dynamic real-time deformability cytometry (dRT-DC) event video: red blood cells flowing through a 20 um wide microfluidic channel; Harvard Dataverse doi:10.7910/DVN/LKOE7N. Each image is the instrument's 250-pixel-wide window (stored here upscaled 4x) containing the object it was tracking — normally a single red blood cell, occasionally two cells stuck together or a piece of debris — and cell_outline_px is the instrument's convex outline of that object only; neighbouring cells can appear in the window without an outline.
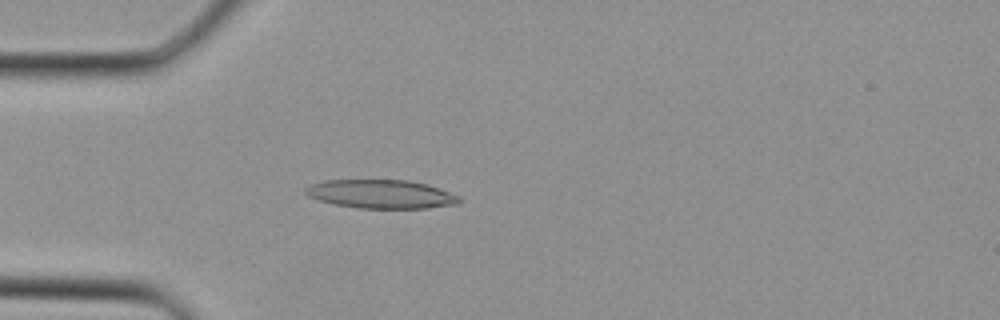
{"species": "Egyptian fruit bat (a non-hibernating species)", "species_latin": "Rousettus aegyptiacus", "temperature_condition": "cold", "stored_images_in_passage": 27, "camera_frame_rate_fps": 3000, "um_per_image_px": 0.085, "animal": {"sex": "female"}, "frame": {"image": 1, "passage_image": 1, "time_ms": 0.0, "image_size_px": [1000, 320], "cell_outline_px": [[460, 200], [456, 204], [428, 208], [356, 208], [336, 204], [320, 200], [308, 196], [304, 192], [304, 188], [308, 184], [324, 180], [408, 180], [428, 184], [460, 196]], "centroid_in_image_um": [32.36, 16.49], "position_along_channel_um": 52.6, "area_um2": 25.72}}
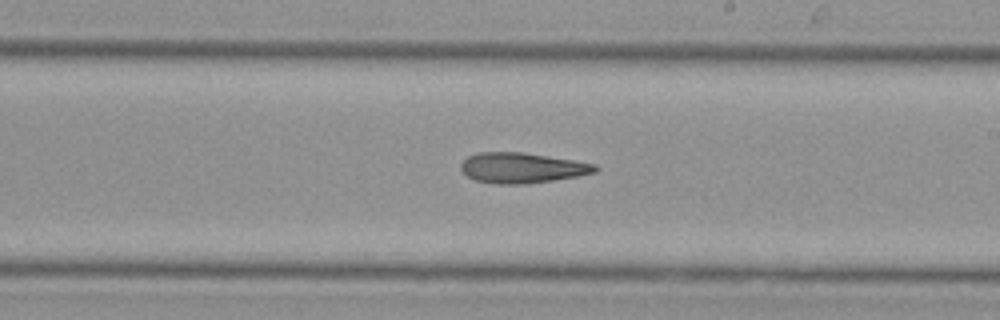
{"frame": {"image": 2, "passage_image": 12, "time_ms": 3.667, "image_size_px": [1000, 320], "cell_outline_px": [[600, 168], [596, 172], [576, 176], [552, 180], [524, 184], [496, 184], [472, 180], [460, 168], [460, 164], [468, 156], [476, 152], [524, 152], [596, 164]], "centroid_in_image_um": [44.34, 14.26], "position_along_channel_um": 244.7, "area_um2": 23.76}}
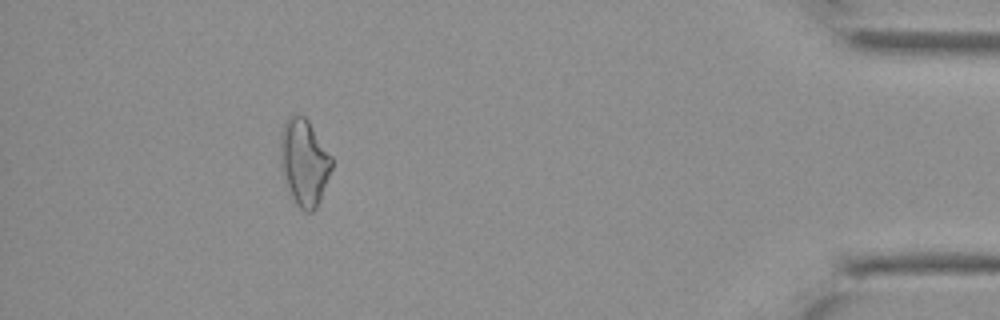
{"frame": {"image": 3, "passage_image": 24, "time_ms": 7.667, "image_size_px": [1000, 320], "cell_outline_px": [[332, 168], [320, 200], [316, 208], [312, 212], [304, 212], [296, 204], [292, 196], [284, 176], [280, 156], [280, 132], [288, 116], [304, 116], [308, 120], [332, 156]], "centroid_in_image_um": [25.86, 13.78], "position_along_channel_um": 409.3, "area_um2": 25.61}}